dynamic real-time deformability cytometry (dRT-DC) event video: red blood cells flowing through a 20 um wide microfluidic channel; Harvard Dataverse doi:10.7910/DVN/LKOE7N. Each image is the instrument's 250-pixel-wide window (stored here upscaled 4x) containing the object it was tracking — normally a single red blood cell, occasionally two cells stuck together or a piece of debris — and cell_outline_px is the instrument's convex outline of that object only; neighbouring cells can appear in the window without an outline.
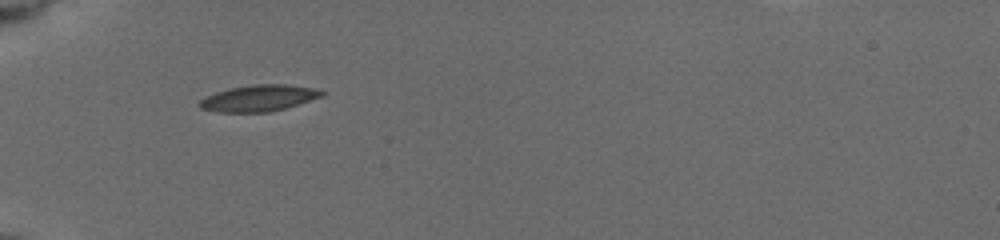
{"species": "common noctule bat (a hibernating species)", "species_latin": "Nyctalus noctula", "temperature_condition": "cold", "stored_images_in_passage": 37, "camera_frame_rate_fps": 3000, "um_per_image_px": 0.085, "animal": {"sex": "female", "body_mass_g": 19.5, "forearm_length_mm": 54.1}, "frame": {"image": 1, "passage_image": 1, "time_ms": 0.0, "image_size_px": [1000, 240], "cell_outline_px": [[328, 92], [324, 96], [284, 108], [268, 112], [216, 112], [200, 108], [196, 104], [200, 100], [216, 92], [228, 88], [256, 84], [284, 84], [312, 88]], "centroid_in_image_um": [21.99, 8.34], "position_along_channel_um": 63.0, "area_um2": 18.73}}
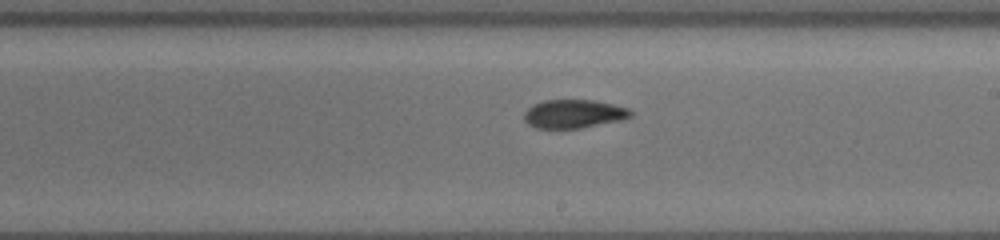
{"frame": {"image": 2, "passage_image": 16, "time_ms": 5.0, "image_size_px": [1000, 240], "cell_outline_px": [[632, 116], [620, 120], [580, 128], [536, 128], [528, 124], [524, 120], [524, 112], [532, 104], [544, 100], [596, 100], [628, 108], [632, 112]], "centroid_in_image_um": [48.74, 9.67], "position_along_channel_um": 240.3, "area_um2": 17.69}}
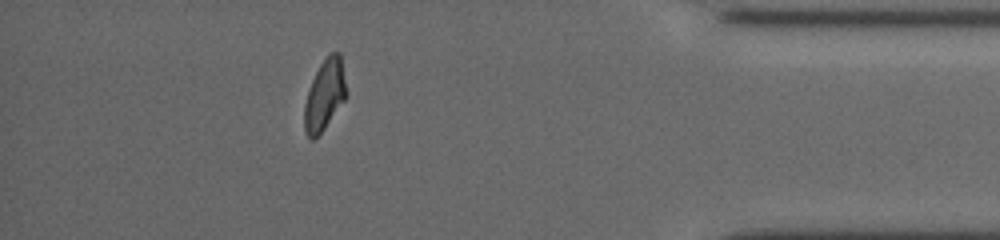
{"frame": {"image": 3, "passage_image": 32, "time_ms": 10.333, "image_size_px": [1000, 240], "cell_outline_px": [[348, 96], [324, 128], [312, 140], [304, 132], [304, 104], [312, 80], [320, 64], [328, 52], [340, 52], [348, 92]], "centroid_in_image_um": [27.62, 8.03], "position_along_channel_um": 407.6, "area_um2": 17.4}, "authors_computed_cell_mechanics": {"area_um2": 17.6868, "velocity_mm_per_s": 3.7496, "shape_relaxation_time_tau1_ms": 6.6481, "shape_relaxation_time_tau2_ms": 2.3907, "deformation_change_tau1": 0.1553, "deformation_change_tau2": 0.0799}}